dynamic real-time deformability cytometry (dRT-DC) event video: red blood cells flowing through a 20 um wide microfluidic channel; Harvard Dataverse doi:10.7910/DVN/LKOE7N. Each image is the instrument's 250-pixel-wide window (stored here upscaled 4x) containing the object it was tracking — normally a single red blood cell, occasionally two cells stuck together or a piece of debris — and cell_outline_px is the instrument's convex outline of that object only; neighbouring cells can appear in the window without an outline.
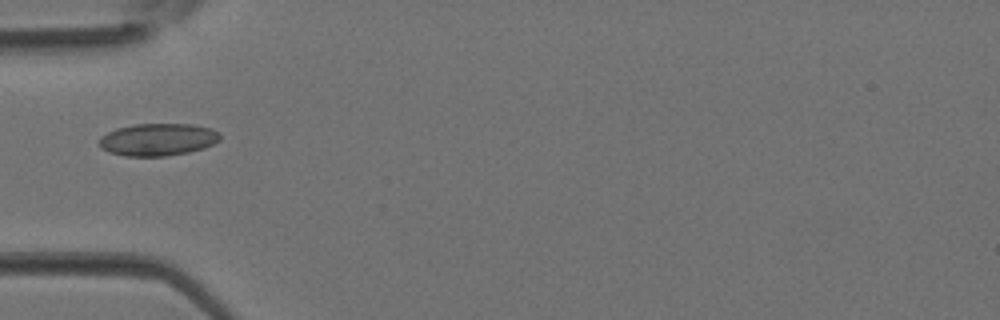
{"species": "Egyptian fruit bat (a non-hibernating species)", "species_latin": "Rousettus aegyptiacus", "temperature_condition": "room temperature", "stored_images_in_passage": 5, "camera_frame_rate_fps": 3000, "um_per_image_px": 0.085, "animal": {"sex": "female"}, "frame": {"image": 1, "passage_image": 5, "time_ms": 1.333, "image_size_px": [1000, 320], "cell_outline_px": [[220, 140], [204, 148], [188, 152], [164, 156], [124, 156], [108, 152], [100, 148], [100, 136], [116, 128], [136, 124], [192, 124], [212, 128], [220, 132]], "centroid_in_image_um": [13.42, 11.86], "position_along_channel_um": 71.6, "area_um2": 22.89}}